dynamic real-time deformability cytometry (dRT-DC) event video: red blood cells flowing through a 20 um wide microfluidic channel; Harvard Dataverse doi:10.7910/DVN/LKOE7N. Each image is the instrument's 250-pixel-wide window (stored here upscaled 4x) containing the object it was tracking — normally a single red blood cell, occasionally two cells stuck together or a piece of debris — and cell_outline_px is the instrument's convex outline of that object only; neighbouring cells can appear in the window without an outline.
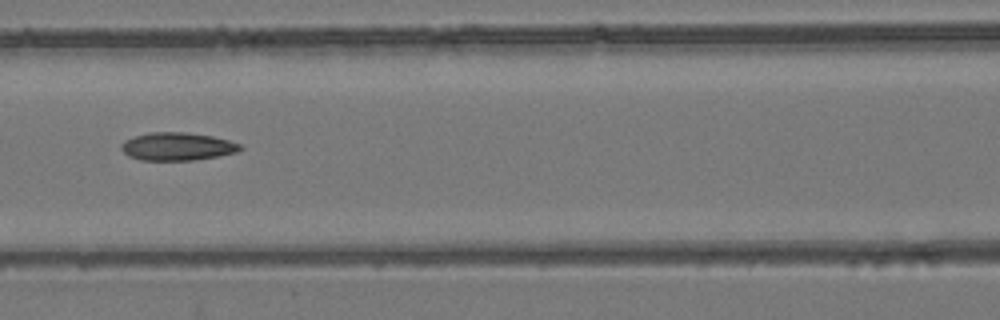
{"species": "common noctule bat (a hibernating species)", "species_latin": "Nyctalus noctula", "temperature_condition": "room temperature", "stored_images_in_passage": 6, "camera_frame_rate_fps": 3000, "um_per_image_px": 0.085, "animal": {"sex": "female", "body_mass_g": 24.6, "forearm_length_mm": 56.2}, "frame": {"image": 1, "passage_image": 6, "time_ms": 6.667, "image_size_px": [1000, 320], "cell_outline_px": [[244, 148], [236, 152], [216, 156], [192, 160], [140, 160], [128, 156], [120, 148], [120, 144], [124, 140], [148, 132], [184, 132], [212, 136], [228, 140], [240, 144]], "centroid_in_image_um": [15.03, 12.45], "position_along_channel_um": 151.6, "area_um2": 19.31}}